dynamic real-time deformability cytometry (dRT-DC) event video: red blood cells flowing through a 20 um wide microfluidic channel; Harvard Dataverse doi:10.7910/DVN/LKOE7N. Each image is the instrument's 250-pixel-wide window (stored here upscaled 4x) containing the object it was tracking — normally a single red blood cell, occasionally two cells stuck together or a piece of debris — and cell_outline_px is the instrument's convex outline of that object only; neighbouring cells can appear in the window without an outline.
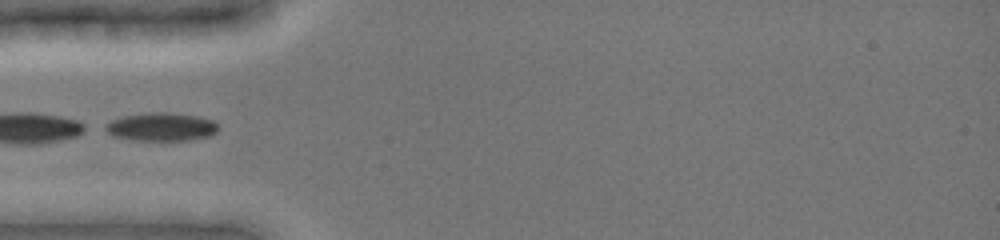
{"species": "common noctule bat (a hibernating species)", "species_latin": "Nyctalus noctula", "temperature_condition": "cold", "stored_images_in_passage": 11, "camera_frame_rate_fps": 3000, "um_per_image_px": 0.085, "animal": {"sex": "female", "body_mass_g": 19.0, "forearm_length_mm": 51.5}, "frame": {"image": 1, "passage_image": 7, "time_ms": 4.667, "image_size_px": [1000, 240], "cell_outline_px": [[220, 128], [212, 136], [188, 140], [136, 140], [112, 136], [100, 128], [104, 124], [112, 120], [124, 116], [148, 112], [168, 112], [196, 116], [212, 120]], "centroid_in_image_um": [13.67, 10.78], "position_along_channel_um": 71.3, "area_um2": 18.79}}
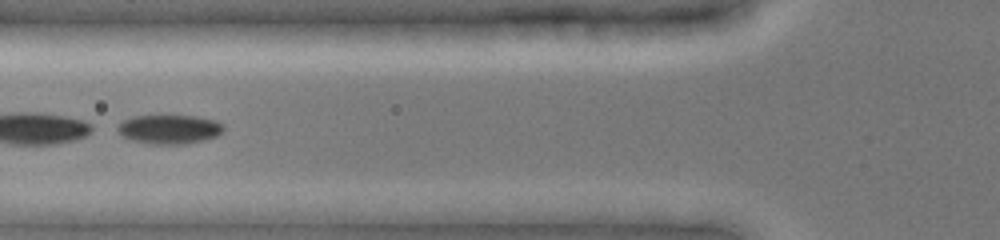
{"frame": {"image": 2, "passage_image": 8, "time_ms": 5.667, "image_size_px": [1000, 240], "cell_outline_px": [[224, 132], [216, 136], [204, 140], [184, 144], [148, 144], [128, 140], [116, 128], [124, 120], [132, 116], [196, 116], [216, 120], [224, 124]], "centroid_in_image_um": [14.42, 10.99], "position_along_channel_um": 111.4, "area_um2": 18.09}}